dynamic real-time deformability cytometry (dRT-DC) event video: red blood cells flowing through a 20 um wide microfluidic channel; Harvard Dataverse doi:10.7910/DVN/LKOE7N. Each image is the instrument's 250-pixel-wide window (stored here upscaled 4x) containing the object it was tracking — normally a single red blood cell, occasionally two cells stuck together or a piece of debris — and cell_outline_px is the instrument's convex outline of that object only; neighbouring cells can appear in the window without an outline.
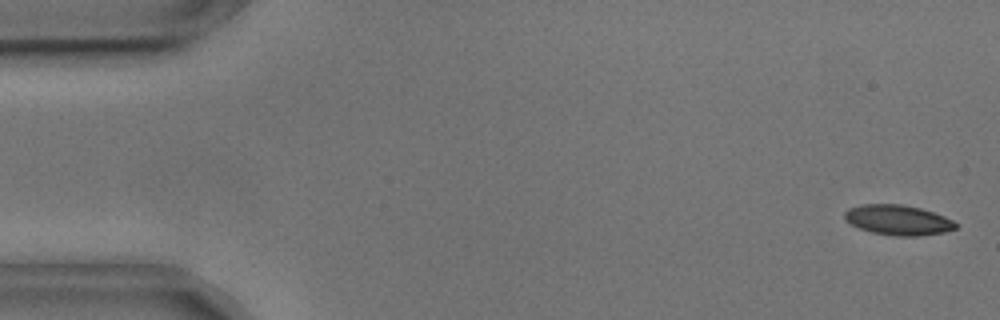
{"species": "common noctule bat (a hibernating species)", "species_latin": "Nyctalus noctula", "temperature_condition": "cold", "stored_images_in_passage": 8, "camera_frame_rate_fps": 3000, "um_per_image_px": 0.085, "animal": {"sex": "male", "body_mass_g": 17.9, "forearm_length_mm": 54.2}, "frame": {"image": 1, "passage_image": 1, "time_ms": 0.0, "image_size_px": [1000, 320], "cell_outline_px": [[960, 224], [956, 228], [944, 232], [916, 236], [896, 236], [872, 232], [860, 228], [852, 224], [844, 216], [844, 212], [848, 208], [864, 204], [900, 204], [920, 208], [944, 216]], "centroid_in_image_um": [76.36, 18.7], "position_along_channel_um": 8.6, "area_um2": 19.31}}